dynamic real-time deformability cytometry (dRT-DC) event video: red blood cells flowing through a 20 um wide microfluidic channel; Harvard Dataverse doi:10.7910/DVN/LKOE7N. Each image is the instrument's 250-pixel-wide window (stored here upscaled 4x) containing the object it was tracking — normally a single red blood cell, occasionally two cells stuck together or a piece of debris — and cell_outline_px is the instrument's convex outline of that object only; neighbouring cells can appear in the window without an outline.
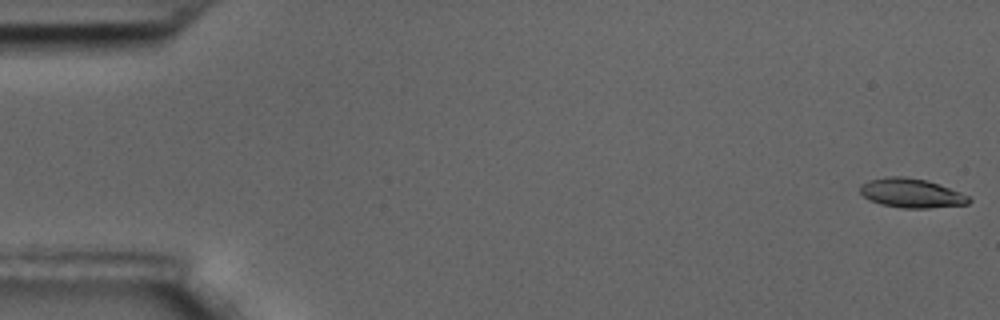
{"species": "common noctule bat (a hibernating species)", "species_latin": "Nyctalus noctula", "temperature_condition": "room temperature", "stored_images_in_passage": 58, "camera_frame_rate_fps": 3000, "um_per_image_px": 0.085, "animal": {"sex": "male", "body_mass_g": 17.5, "forearm_length_mm": 52.3}, "frame": {"image": 1, "passage_image": 1, "time_ms": 0.0, "image_size_px": [1000, 320], "cell_outline_px": [[972, 200], [968, 204], [928, 208], [904, 208], [880, 204], [868, 200], [860, 192], [860, 184], [868, 180], [888, 176], [904, 176], [924, 180], [960, 192], [968, 196]], "centroid_in_image_um": [77.42, 16.42], "position_along_channel_um": 7.6, "area_um2": 18.38}}
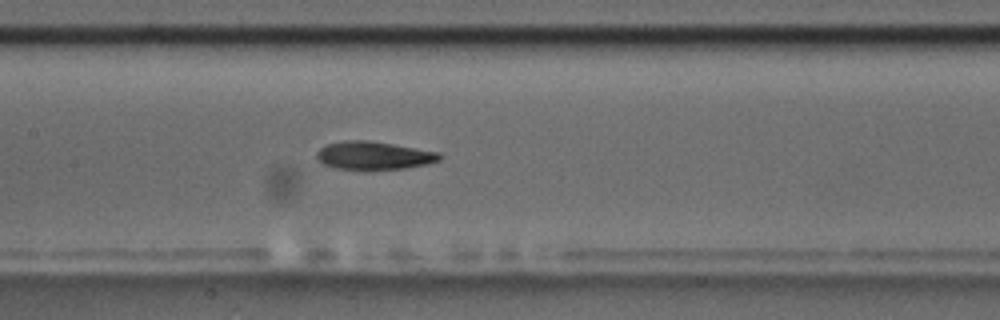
{"frame": {"image": 2, "passage_image": 28, "time_ms": 9.0, "image_size_px": [1000, 320], "cell_outline_px": [[444, 156], [440, 160], [428, 164], [404, 168], [336, 168], [324, 164], [316, 156], [316, 152], [320, 148], [328, 144], [344, 140], [368, 140], [440, 152]], "centroid_in_image_um": [31.82, 13.19], "position_along_channel_um": 175.6, "area_um2": 19.71}}
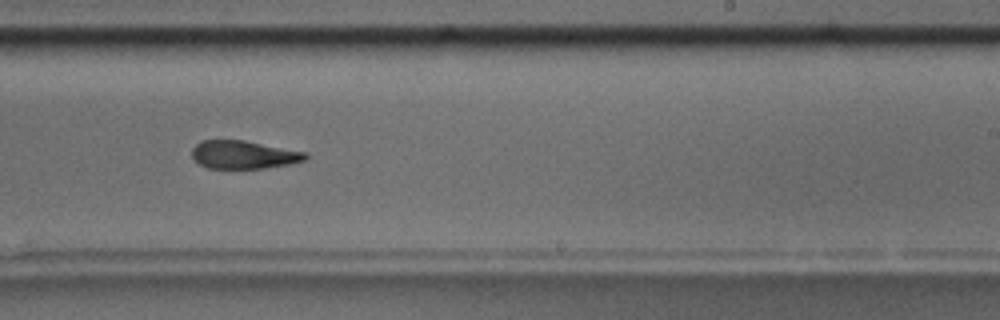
{"frame": {"image": 3, "passage_image": 36, "time_ms": 11.667, "image_size_px": [1000, 320], "cell_outline_px": [[308, 160], [288, 164], [264, 168], [208, 168], [200, 164], [192, 156], [192, 148], [200, 140], [244, 140], [308, 152]], "centroid_in_image_um": [20.74, 13.14], "position_along_channel_um": 268.3, "area_um2": 18.67}, "authors_computed_cell_mechanics": {"area_um2": 19.7098, "velocity_mm_per_s": 3.493, "shape_relaxation_time_tau1_ms": 5.6794, "shape_relaxation_time_tau2_ms": 3.957, "deformation_change_tau1": 0.1628, "deformation_change_tau2": 0.1281}}